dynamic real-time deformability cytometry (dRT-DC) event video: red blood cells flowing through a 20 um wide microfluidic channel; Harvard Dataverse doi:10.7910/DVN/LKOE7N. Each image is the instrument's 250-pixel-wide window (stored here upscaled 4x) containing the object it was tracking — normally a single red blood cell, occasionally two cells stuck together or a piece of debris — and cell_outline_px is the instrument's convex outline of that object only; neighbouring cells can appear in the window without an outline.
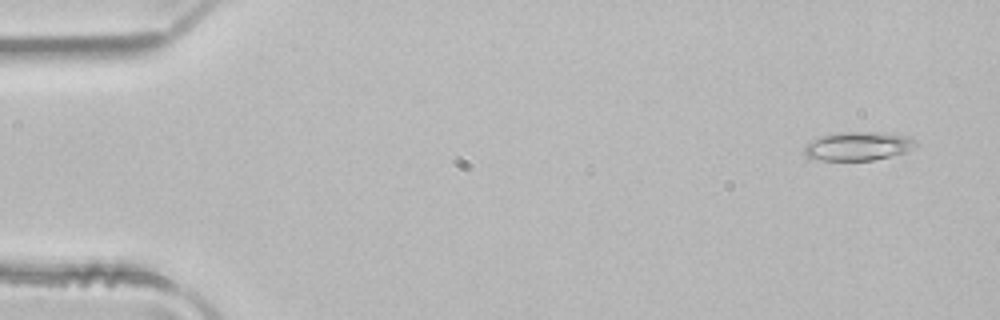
{"species": "common noctule bat (a hibernating species)", "species_latin": "Nyctalus noctula", "temperature_condition": "room temperature", "stored_images_in_passage": 3, "segment_of_instrument_passage": [2, 2], "camera_frame_rate_fps": 3000, "um_per_image_px": 0.085, "animal": {"sex": "male", "body_mass_g": 21.5, "forearm_length_mm": 52.0}, "frame": {"image": 1, "passage_image": 3, "time_ms": 0.667, "image_size_px": [1000, 320], "cell_outline_px": [[920, 144], [916, 148], [908, 152], [892, 156], [872, 160], [820, 160], [808, 156], [804, 152], [804, 144], [820, 136], [840, 132], [880, 132], [908, 136]], "centroid_in_image_um": [73.0, 12.42], "position_along_channel_um": 12.0, "area_um2": 18.84}}